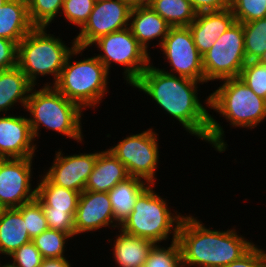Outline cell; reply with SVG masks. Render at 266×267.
Segmentation results:
<instances>
[{
    "mask_svg": "<svg viewBox=\"0 0 266 267\" xmlns=\"http://www.w3.org/2000/svg\"><path fill=\"white\" fill-rule=\"evenodd\" d=\"M34 141L27 116H0V159L34 157Z\"/></svg>",
    "mask_w": 266,
    "mask_h": 267,
    "instance_id": "cell-16",
    "label": "cell"
},
{
    "mask_svg": "<svg viewBox=\"0 0 266 267\" xmlns=\"http://www.w3.org/2000/svg\"><path fill=\"white\" fill-rule=\"evenodd\" d=\"M148 185L145 180L130 176L108 192L114 218L120 225L130 215L137 197Z\"/></svg>",
    "mask_w": 266,
    "mask_h": 267,
    "instance_id": "cell-24",
    "label": "cell"
},
{
    "mask_svg": "<svg viewBox=\"0 0 266 267\" xmlns=\"http://www.w3.org/2000/svg\"><path fill=\"white\" fill-rule=\"evenodd\" d=\"M235 21L230 8L197 13L188 27L198 52L203 56Z\"/></svg>",
    "mask_w": 266,
    "mask_h": 267,
    "instance_id": "cell-17",
    "label": "cell"
},
{
    "mask_svg": "<svg viewBox=\"0 0 266 267\" xmlns=\"http://www.w3.org/2000/svg\"><path fill=\"white\" fill-rule=\"evenodd\" d=\"M211 93L210 109L230 122L232 127L254 129L266 119V99L257 96L239 78H227Z\"/></svg>",
    "mask_w": 266,
    "mask_h": 267,
    "instance_id": "cell-7",
    "label": "cell"
},
{
    "mask_svg": "<svg viewBox=\"0 0 266 267\" xmlns=\"http://www.w3.org/2000/svg\"><path fill=\"white\" fill-rule=\"evenodd\" d=\"M129 176L125 165L113 153L106 149L99 151L94 168L88 177L85 190L92 192H109L119 182Z\"/></svg>",
    "mask_w": 266,
    "mask_h": 267,
    "instance_id": "cell-18",
    "label": "cell"
},
{
    "mask_svg": "<svg viewBox=\"0 0 266 267\" xmlns=\"http://www.w3.org/2000/svg\"><path fill=\"white\" fill-rule=\"evenodd\" d=\"M197 13L221 11L229 8L230 0H190Z\"/></svg>",
    "mask_w": 266,
    "mask_h": 267,
    "instance_id": "cell-39",
    "label": "cell"
},
{
    "mask_svg": "<svg viewBox=\"0 0 266 267\" xmlns=\"http://www.w3.org/2000/svg\"><path fill=\"white\" fill-rule=\"evenodd\" d=\"M5 209L6 208L0 204V219Z\"/></svg>",
    "mask_w": 266,
    "mask_h": 267,
    "instance_id": "cell-43",
    "label": "cell"
},
{
    "mask_svg": "<svg viewBox=\"0 0 266 267\" xmlns=\"http://www.w3.org/2000/svg\"><path fill=\"white\" fill-rule=\"evenodd\" d=\"M29 18L35 27H48L61 13L64 0H26Z\"/></svg>",
    "mask_w": 266,
    "mask_h": 267,
    "instance_id": "cell-29",
    "label": "cell"
},
{
    "mask_svg": "<svg viewBox=\"0 0 266 267\" xmlns=\"http://www.w3.org/2000/svg\"><path fill=\"white\" fill-rule=\"evenodd\" d=\"M257 62L266 65V50H265L264 53L261 55V57L257 60Z\"/></svg>",
    "mask_w": 266,
    "mask_h": 267,
    "instance_id": "cell-42",
    "label": "cell"
},
{
    "mask_svg": "<svg viewBox=\"0 0 266 267\" xmlns=\"http://www.w3.org/2000/svg\"><path fill=\"white\" fill-rule=\"evenodd\" d=\"M6 2V0H0V7Z\"/></svg>",
    "mask_w": 266,
    "mask_h": 267,
    "instance_id": "cell-45",
    "label": "cell"
},
{
    "mask_svg": "<svg viewBox=\"0 0 266 267\" xmlns=\"http://www.w3.org/2000/svg\"><path fill=\"white\" fill-rule=\"evenodd\" d=\"M149 184L137 197L130 215L120 228L124 233L145 238L159 244L172 233V242L177 240L180 223L184 217L167 207V200L153 190Z\"/></svg>",
    "mask_w": 266,
    "mask_h": 267,
    "instance_id": "cell-4",
    "label": "cell"
},
{
    "mask_svg": "<svg viewBox=\"0 0 266 267\" xmlns=\"http://www.w3.org/2000/svg\"><path fill=\"white\" fill-rule=\"evenodd\" d=\"M36 186V200L42 207H52V210L76 211L80 196L79 192L53 184L45 175Z\"/></svg>",
    "mask_w": 266,
    "mask_h": 267,
    "instance_id": "cell-25",
    "label": "cell"
},
{
    "mask_svg": "<svg viewBox=\"0 0 266 267\" xmlns=\"http://www.w3.org/2000/svg\"><path fill=\"white\" fill-rule=\"evenodd\" d=\"M95 5V0H64L62 14L69 23L82 27L88 20Z\"/></svg>",
    "mask_w": 266,
    "mask_h": 267,
    "instance_id": "cell-34",
    "label": "cell"
},
{
    "mask_svg": "<svg viewBox=\"0 0 266 267\" xmlns=\"http://www.w3.org/2000/svg\"><path fill=\"white\" fill-rule=\"evenodd\" d=\"M0 159V204L5 208H18L36 199L37 189H32V159Z\"/></svg>",
    "mask_w": 266,
    "mask_h": 267,
    "instance_id": "cell-13",
    "label": "cell"
},
{
    "mask_svg": "<svg viewBox=\"0 0 266 267\" xmlns=\"http://www.w3.org/2000/svg\"><path fill=\"white\" fill-rule=\"evenodd\" d=\"M235 229L211 230L197 217H183L178 231L182 267H224L246 254L255 244Z\"/></svg>",
    "mask_w": 266,
    "mask_h": 267,
    "instance_id": "cell-2",
    "label": "cell"
},
{
    "mask_svg": "<svg viewBox=\"0 0 266 267\" xmlns=\"http://www.w3.org/2000/svg\"><path fill=\"white\" fill-rule=\"evenodd\" d=\"M238 78L257 96L266 99V65L257 61H248Z\"/></svg>",
    "mask_w": 266,
    "mask_h": 267,
    "instance_id": "cell-32",
    "label": "cell"
},
{
    "mask_svg": "<svg viewBox=\"0 0 266 267\" xmlns=\"http://www.w3.org/2000/svg\"><path fill=\"white\" fill-rule=\"evenodd\" d=\"M26 0H6L0 7V38L18 43L34 28Z\"/></svg>",
    "mask_w": 266,
    "mask_h": 267,
    "instance_id": "cell-20",
    "label": "cell"
},
{
    "mask_svg": "<svg viewBox=\"0 0 266 267\" xmlns=\"http://www.w3.org/2000/svg\"><path fill=\"white\" fill-rule=\"evenodd\" d=\"M153 130L149 128L131 134L109 149L125 165L129 176L141 178L149 184H155L159 163V135Z\"/></svg>",
    "mask_w": 266,
    "mask_h": 267,
    "instance_id": "cell-10",
    "label": "cell"
},
{
    "mask_svg": "<svg viewBox=\"0 0 266 267\" xmlns=\"http://www.w3.org/2000/svg\"><path fill=\"white\" fill-rule=\"evenodd\" d=\"M33 87L34 85L18 66L2 70L0 72V113L6 114L17 102L25 109Z\"/></svg>",
    "mask_w": 266,
    "mask_h": 267,
    "instance_id": "cell-21",
    "label": "cell"
},
{
    "mask_svg": "<svg viewBox=\"0 0 266 267\" xmlns=\"http://www.w3.org/2000/svg\"><path fill=\"white\" fill-rule=\"evenodd\" d=\"M84 51L75 47L69 54L57 82L53 85L67 99L82 109L95 108L108 92L109 72L96 57L71 62V58Z\"/></svg>",
    "mask_w": 266,
    "mask_h": 267,
    "instance_id": "cell-5",
    "label": "cell"
},
{
    "mask_svg": "<svg viewBox=\"0 0 266 267\" xmlns=\"http://www.w3.org/2000/svg\"><path fill=\"white\" fill-rule=\"evenodd\" d=\"M47 27H34L19 43L17 66L35 86L38 76L53 75L57 82L67 57L75 49L73 39L71 48L62 39L47 34Z\"/></svg>",
    "mask_w": 266,
    "mask_h": 267,
    "instance_id": "cell-6",
    "label": "cell"
},
{
    "mask_svg": "<svg viewBox=\"0 0 266 267\" xmlns=\"http://www.w3.org/2000/svg\"><path fill=\"white\" fill-rule=\"evenodd\" d=\"M92 45L103 51L96 57L108 72L113 63L125 67L124 79L130 86L139 79L151 62L150 54L139 44L129 27L101 36Z\"/></svg>",
    "mask_w": 266,
    "mask_h": 267,
    "instance_id": "cell-8",
    "label": "cell"
},
{
    "mask_svg": "<svg viewBox=\"0 0 266 267\" xmlns=\"http://www.w3.org/2000/svg\"><path fill=\"white\" fill-rule=\"evenodd\" d=\"M171 66L169 74L204 82L203 56L198 52L189 27H171L160 46ZM175 72V73H174Z\"/></svg>",
    "mask_w": 266,
    "mask_h": 267,
    "instance_id": "cell-11",
    "label": "cell"
},
{
    "mask_svg": "<svg viewBox=\"0 0 266 267\" xmlns=\"http://www.w3.org/2000/svg\"><path fill=\"white\" fill-rule=\"evenodd\" d=\"M18 45L9 40L0 38V69L6 70L17 66Z\"/></svg>",
    "mask_w": 266,
    "mask_h": 267,
    "instance_id": "cell-38",
    "label": "cell"
},
{
    "mask_svg": "<svg viewBox=\"0 0 266 267\" xmlns=\"http://www.w3.org/2000/svg\"><path fill=\"white\" fill-rule=\"evenodd\" d=\"M49 229L58 230L75 236L74 216L76 211L52 210V207H42Z\"/></svg>",
    "mask_w": 266,
    "mask_h": 267,
    "instance_id": "cell-35",
    "label": "cell"
},
{
    "mask_svg": "<svg viewBox=\"0 0 266 267\" xmlns=\"http://www.w3.org/2000/svg\"><path fill=\"white\" fill-rule=\"evenodd\" d=\"M246 60L257 61L266 50V17L243 23Z\"/></svg>",
    "mask_w": 266,
    "mask_h": 267,
    "instance_id": "cell-27",
    "label": "cell"
},
{
    "mask_svg": "<svg viewBox=\"0 0 266 267\" xmlns=\"http://www.w3.org/2000/svg\"><path fill=\"white\" fill-rule=\"evenodd\" d=\"M10 257L13 259V263L10 264L14 267H39L43 260L32 241L20 246Z\"/></svg>",
    "mask_w": 266,
    "mask_h": 267,
    "instance_id": "cell-36",
    "label": "cell"
},
{
    "mask_svg": "<svg viewBox=\"0 0 266 267\" xmlns=\"http://www.w3.org/2000/svg\"><path fill=\"white\" fill-rule=\"evenodd\" d=\"M34 88L25 107L30 112L28 120L34 140L39 137L40 127L44 126L81 143L83 109L48 83L39 90Z\"/></svg>",
    "mask_w": 266,
    "mask_h": 267,
    "instance_id": "cell-3",
    "label": "cell"
},
{
    "mask_svg": "<svg viewBox=\"0 0 266 267\" xmlns=\"http://www.w3.org/2000/svg\"><path fill=\"white\" fill-rule=\"evenodd\" d=\"M246 63L243 23L235 21L203 55L204 82L238 78Z\"/></svg>",
    "mask_w": 266,
    "mask_h": 267,
    "instance_id": "cell-9",
    "label": "cell"
},
{
    "mask_svg": "<svg viewBox=\"0 0 266 267\" xmlns=\"http://www.w3.org/2000/svg\"><path fill=\"white\" fill-rule=\"evenodd\" d=\"M1 267H14L13 265H11L9 262L6 264H4V265H2Z\"/></svg>",
    "mask_w": 266,
    "mask_h": 267,
    "instance_id": "cell-44",
    "label": "cell"
},
{
    "mask_svg": "<svg viewBox=\"0 0 266 267\" xmlns=\"http://www.w3.org/2000/svg\"><path fill=\"white\" fill-rule=\"evenodd\" d=\"M39 267H71L66 257L61 258H43Z\"/></svg>",
    "mask_w": 266,
    "mask_h": 267,
    "instance_id": "cell-40",
    "label": "cell"
},
{
    "mask_svg": "<svg viewBox=\"0 0 266 267\" xmlns=\"http://www.w3.org/2000/svg\"><path fill=\"white\" fill-rule=\"evenodd\" d=\"M224 267H266V251L254 245L241 258Z\"/></svg>",
    "mask_w": 266,
    "mask_h": 267,
    "instance_id": "cell-37",
    "label": "cell"
},
{
    "mask_svg": "<svg viewBox=\"0 0 266 267\" xmlns=\"http://www.w3.org/2000/svg\"><path fill=\"white\" fill-rule=\"evenodd\" d=\"M18 209L22 213L31 240L49 229L43 208L36 199L22 204Z\"/></svg>",
    "mask_w": 266,
    "mask_h": 267,
    "instance_id": "cell-31",
    "label": "cell"
},
{
    "mask_svg": "<svg viewBox=\"0 0 266 267\" xmlns=\"http://www.w3.org/2000/svg\"><path fill=\"white\" fill-rule=\"evenodd\" d=\"M154 0H127L131 8L150 7Z\"/></svg>",
    "mask_w": 266,
    "mask_h": 267,
    "instance_id": "cell-41",
    "label": "cell"
},
{
    "mask_svg": "<svg viewBox=\"0 0 266 267\" xmlns=\"http://www.w3.org/2000/svg\"><path fill=\"white\" fill-rule=\"evenodd\" d=\"M108 1V0H95V2Z\"/></svg>",
    "mask_w": 266,
    "mask_h": 267,
    "instance_id": "cell-46",
    "label": "cell"
},
{
    "mask_svg": "<svg viewBox=\"0 0 266 267\" xmlns=\"http://www.w3.org/2000/svg\"><path fill=\"white\" fill-rule=\"evenodd\" d=\"M143 267H182L181 251L178 241H171L169 247L155 244L149 252Z\"/></svg>",
    "mask_w": 266,
    "mask_h": 267,
    "instance_id": "cell-30",
    "label": "cell"
},
{
    "mask_svg": "<svg viewBox=\"0 0 266 267\" xmlns=\"http://www.w3.org/2000/svg\"><path fill=\"white\" fill-rule=\"evenodd\" d=\"M129 29L139 44L148 52L149 43L159 39L157 46H161L171 26L151 7L134 8L129 19Z\"/></svg>",
    "mask_w": 266,
    "mask_h": 267,
    "instance_id": "cell-19",
    "label": "cell"
},
{
    "mask_svg": "<svg viewBox=\"0 0 266 267\" xmlns=\"http://www.w3.org/2000/svg\"><path fill=\"white\" fill-rule=\"evenodd\" d=\"M63 155L62 151H56L53 164L47 169L45 176L57 186L82 193L94 168L98 152Z\"/></svg>",
    "mask_w": 266,
    "mask_h": 267,
    "instance_id": "cell-14",
    "label": "cell"
},
{
    "mask_svg": "<svg viewBox=\"0 0 266 267\" xmlns=\"http://www.w3.org/2000/svg\"><path fill=\"white\" fill-rule=\"evenodd\" d=\"M131 11L127 0L95 2L88 20L74 38L76 46L87 49L99 37L129 27Z\"/></svg>",
    "mask_w": 266,
    "mask_h": 267,
    "instance_id": "cell-12",
    "label": "cell"
},
{
    "mask_svg": "<svg viewBox=\"0 0 266 267\" xmlns=\"http://www.w3.org/2000/svg\"><path fill=\"white\" fill-rule=\"evenodd\" d=\"M31 241L21 211L6 208L0 219V254L9 257L20 246Z\"/></svg>",
    "mask_w": 266,
    "mask_h": 267,
    "instance_id": "cell-23",
    "label": "cell"
},
{
    "mask_svg": "<svg viewBox=\"0 0 266 267\" xmlns=\"http://www.w3.org/2000/svg\"><path fill=\"white\" fill-rule=\"evenodd\" d=\"M229 8L240 23L266 17V0H230Z\"/></svg>",
    "mask_w": 266,
    "mask_h": 267,
    "instance_id": "cell-33",
    "label": "cell"
},
{
    "mask_svg": "<svg viewBox=\"0 0 266 267\" xmlns=\"http://www.w3.org/2000/svg\"><path fill=\"white\" fill-rule=\"evenodd\" d=\"M140 75L132 87L150 96L157 105L182 124L190 135L210 143L219 153L227 149L222 126L211 116L210 96L205 100L206 108L198 98V84L189 78L169 74L152 66Z\"/></svg>",
    "mask_w": 266,
    "mask_h": 267,
    "instance_id": "cell-1",
    "label": "cell"
},
{
    "mask_svg": "<svg viewBox=\"0 0 266 267\" xmlns=\"http://www.w3.org/2000/svg\"><path fill=\"white\" fill-rule=\"evenodd\" d=\"M113 243L114 261L118 267H143L149 252L155 245L153 241L118 231Z\"/></svg>",
    "mask_w": 266,
    "mask_h": 267,
    "instance_id": "cell-22",
    "label": "cell"
},
{
    "mask_svg": "<svg viewBox=\"0 0 266 267\" xmlns=\"http://www.w3.org/2000/svg\"><path fill=\"white\" fill-rule=\"evenodd\" d=\"M150 7L171 27H187L197 15L190 0H154Z\"/></svg>",
    "mask_w": 266,
    "mask_h": 267,
    "instance_id": "cell-26",
    "label": "cell"
},
{
    "mask_svg": "<svg viewBox=\"0 0 266 267\" xmlns=\"http://www.w3.org/2000/svg\"><path fill=\"white\" fill-rule=\"evenodd\" d=\"M109 225L120 228V224L114 218L108 192L84 190L80 193L74 216L75 236L83 232H95L100 228L110 227Z\"/></svg>",
    "mask_w": 266,
    "mask_h": 267,
    "instance_id": "cell-15",
    "label": "cell"
},
{
    "mask_svg": "<svg viewBox=\"0 0 266 267\" xmlns=\"http://www.w3.org/2000/svg\"><path fill=\"white\" fill-rule=\"evenodd\" d=\"M70 238H72V236L68 233L47 229L39 236L32 239V242L43 258H61L65 256V243Z\"/></svg>",
    "mask_w": 266,
    "mask_h": 267,
    "instance_id": "cell-28",
    "label": "cell"
}]
</instances>
